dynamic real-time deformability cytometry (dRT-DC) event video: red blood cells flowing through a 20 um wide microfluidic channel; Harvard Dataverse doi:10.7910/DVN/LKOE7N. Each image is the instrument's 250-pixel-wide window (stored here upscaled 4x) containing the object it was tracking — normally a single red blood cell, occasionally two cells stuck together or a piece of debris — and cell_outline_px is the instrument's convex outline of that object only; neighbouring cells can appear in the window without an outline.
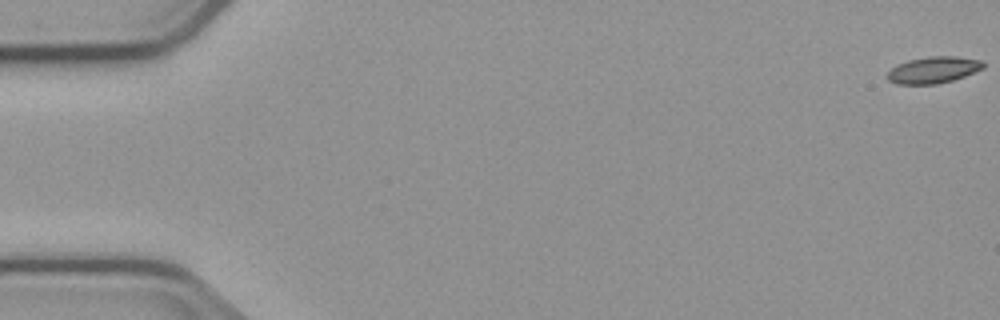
{"species": "common noctule bat (a hibernating species)", "species_latin": "Nyctalus noctula", "temperature_condition": "cold", "stored_images_in_passage": 6, "camera_frame_rate_fps": 3000, "um_per_image_px": 0.085, "animal": {"sex": "male", "body_mass_g": 23.1, "forearm_length_mm": 52.7}, "frame": {"image": 1, "passage_image": 1, "time_ms": 0.0, "image_size_px": [1000, 320], "cell_outline_px": [[984, 68], [964, 76], [952, 80], [936, 84], [896, 84], [888, 80], [884, 76], [896, 64], [908, 60], [928, 56], [956, 56], [984, 60]], "centroid_in_image_um": [79.32, 5.93], "position_along_channel_um": 5.7, "area_um2": 15.03}}